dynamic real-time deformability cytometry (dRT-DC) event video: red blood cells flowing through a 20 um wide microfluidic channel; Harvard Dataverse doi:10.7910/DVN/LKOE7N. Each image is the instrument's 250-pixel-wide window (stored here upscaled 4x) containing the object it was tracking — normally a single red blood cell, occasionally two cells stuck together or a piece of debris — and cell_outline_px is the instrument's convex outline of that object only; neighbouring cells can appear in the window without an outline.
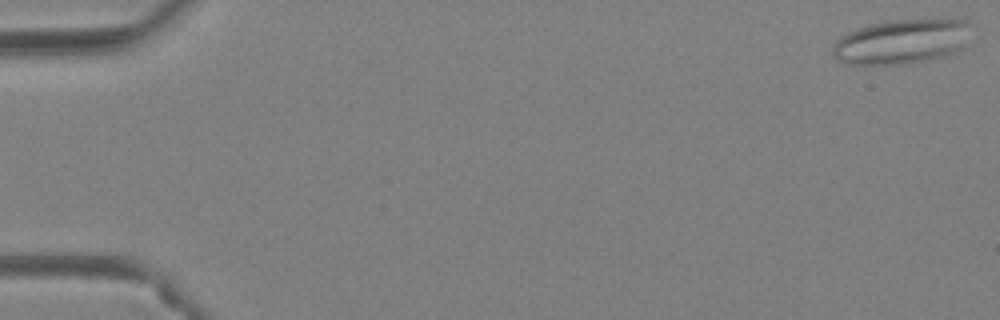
{"species": "Egyptian fruit bat (a non-hibernating species)", "species_latin": "Rousettus aegyptiacus", "temperature_condition": "warm", "stored_images_in_passage": 47, "camera_frame_rate_fps": 3000, "um_per_image_px": 0.085, "animal": {"sex": "female"}, "frame": {"image": 1, "passage_image": 1, "time_ms": 0.0, "image_size_px": [1000, 320], "cell_outline_px": [[964, 48], [940, 56], [924, 60], [904, 64], [848, 64], [836, 60], [832, 56], [832, 48], [836, 40], [844, 32], [856, 28], [884, 20], [960, 16], [964, 20]], "centroid_in_image_um": [76.53, 3.49], "position_along_channel_um": 8.5, "area_um2": 36.41}}
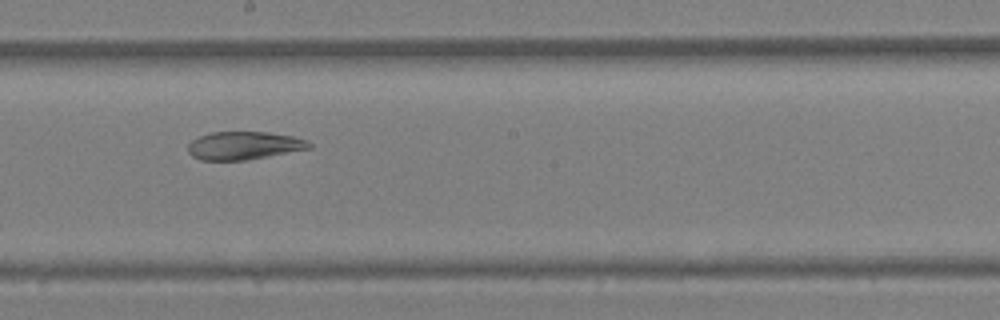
{"frame": {"image": 2, "passage_image": 27, "time_ms": 8.667, "image_size_px": [1000, 320], "cell_outline_px": [[312, 148], [244, 160], [200, 160], [192, 156], [188, 152], [188, 144], [192, 140], [200, 136], [212, 132], [268, 132], [292, 136], [304, 140], [312, 144]], "centroid_in_image_um": [20.7, 12.37], "position_along_channel_um": 227.5, "area_um2": 19.59}}
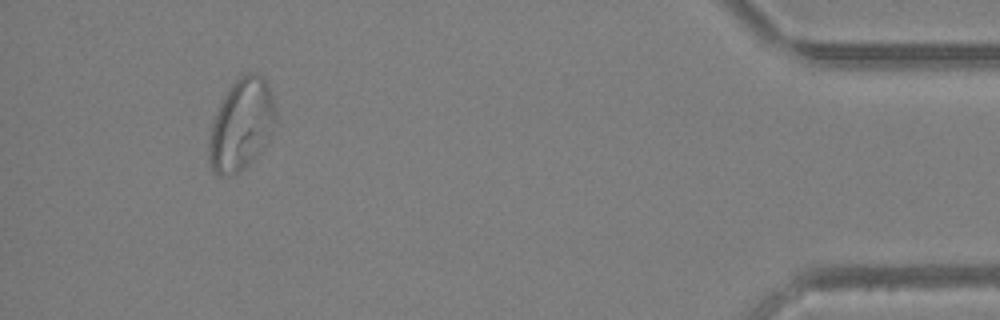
{"frame": {"image": 3, "passage_image": 44, "time_ms": 14.333, "image_size_px": [1000, 320], "cell_outline_px": [[276, 120], [256, 156], [240, 172], [224, 176], [216, 176], [208, 160], [208, 136], [216, 112], [228, 88], [244, 72], [252, 72], [260, 76], [268, 84], [272, 96], [276, 112]], "centroid_in_image_um": [20.47, 10.6], "position_along_channel_um": 414.7, "area_um2": 35.14}, "authors_computed_cell_mechanics": {"area_um2": 28.2642, "velocity_mm_per_s": 4.411, "shape_relaxation_time_tau1_ms": null, "shape_relaxation_time_tau2_ms": 2.4214, "deformation_change_tau1": null, "deformation_change_tau2": 0.0747}}